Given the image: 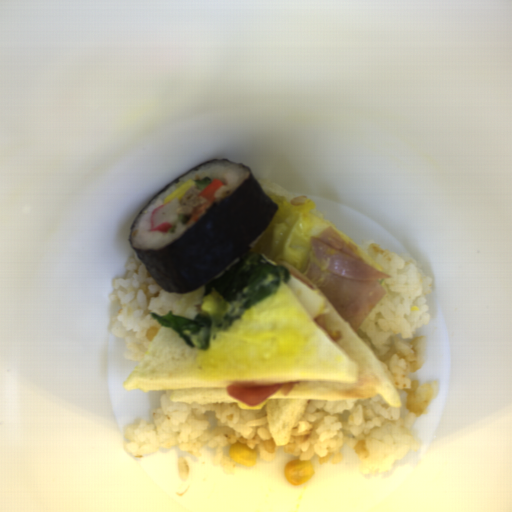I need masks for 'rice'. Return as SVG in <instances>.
Here are the masks:
<instances>
[{"instance_id": "obj_1", "label": "rice", "mask_w": 512, "mask_h": 512, "mask_svg": "<svg viewBox=\"0 0 512 512\" xmlns=\"http://www.w3.org/2000/svg\"><path fill=\"white\" fill-rule=\"evenodd\" d=\"M360 248L391 278L381 280L386 294L356 334L383 365L401 407H391L376 394L362 400L308 399L284 450L295 461L317 457L321 464H339L343 447L350 445L359 471L367 476L389 472L395 461L419 449L411 427L438 396L439 385L410 379L425 365L426 338L415 334L430 319L432 276L406 253L395 254L371 242Z\"/></svg>"}, {"instance_id": "obj_2", "label": "rice", "mask_w": 512, "mask_h": 512, "mask_svg": "<svg viewBox=\"0 0 512 512\" xmlns=\"http://www.w3.org/2000/svg\"><path fill=\"white\" fill-rule=\"evenodd\" d=\"M166 390L153 421L139 419L125 428L124 451L141 457L159 449L178 446L183 453L201 458L202 448L214 450V461L225 473L237 470L229 449L246 445L264 462H273L279 451L268 423L267 400L260 409L242 410L235 403L172 402Z\"/></svg>"}, {"instance_id": "obj_3", "label": "rice", "mask_w": 512, "mask_h": 512, "mask_svg": "<svg viewBox=\"0 0 512 512\" xmlns=\"http://www.w3.org/2000/svg\"><path fill=\"white\" fill-rule=\"evenodd\" d=\"M127 274L116 278L109 300L117 305L111 333L122 337L124 356L140 361L162 328L151 313L165 316L173 312L185 293L162 288L137 253L126 264Z\"/></svg>"}, {"instance_id": "obj_4", "label": "rice", "mask_w": 512, "mask_h": 512, "mask_svg": "<svg viewBox=\"0 0 512 512\" xmlns=\"http://www.w3.org/2000/svg\"><path fill=\"white\" fill-rule=\"evenodd\" d=\"M249 171L242 166L226 161H210L199 168L188 172L179 181L173 182L167 189L157 195L140 213L134 222L131 234V244L133 248L142 251H158L172 244L191 226L198 222L207 211L217 203H220L234 190H236L243 182L249 178ZM204 176L210 177L211 181L215 178L224 182V186L220 187L215 193V201L203 211L202 215L193 223L181 224L177 223L175 232L162 233L160 231H151V214L159 206L163 205V199L174 191L179 185L185 181L200 180Z\"/></svg>"}, {"instance_id": "obj_5", "label": "rice", "mask_w": 512, "mask_h": 512, "mask_svg": "<svg viewBox=\"0 0 512 512\" xmlns=\"http://www.w3.org/2000/svg\"><path fill=\"white\" fill-rule=\"evenodd\" d=\"M178 469L180 475V483L174 492L177 496H182L187 493L191 481L189 466L184 458H179Z\"/></svg>"}]
</instances>
